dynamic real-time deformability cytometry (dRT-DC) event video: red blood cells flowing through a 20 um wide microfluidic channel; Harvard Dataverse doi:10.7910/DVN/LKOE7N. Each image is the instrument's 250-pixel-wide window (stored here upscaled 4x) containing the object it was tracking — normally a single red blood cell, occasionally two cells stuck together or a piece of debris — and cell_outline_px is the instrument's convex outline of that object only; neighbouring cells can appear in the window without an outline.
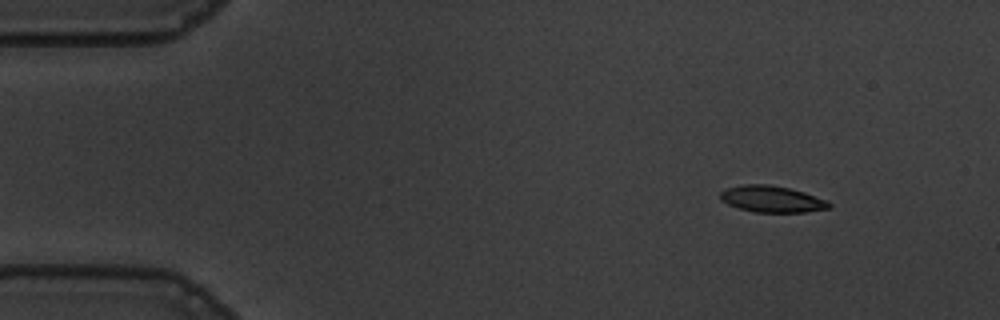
{"species": "common noctule bat (a hibernating species)", "species_latin": "Nyctalus noctula", "temperature_condition": "warm", "stored_images_in_passage": 55, "camera_frame_rate_fps": 3000, "um_per_image_px": 0.085, "animal": {"sex": "male", "body_mass_g": 19.5, "forearm_length_mm": 54.6}, "frame": {"image": 1, "passage_image": 6, "time_ms": 1.667, "image_size_px": [1000, 320], "cell_outline_px": [[832, 204], [828, 208], [804, 212], [756, 212], [740, 208], [728, 204], [720, 200], [720, 192], [724, 188], [744, 184], [768, 184], [788, 188], [804, 192], [828, 200]], "centroid_in_image_um": [65.59, 16.91], "position_along_channel_um": 19.4, "area_um2": 16.76}}
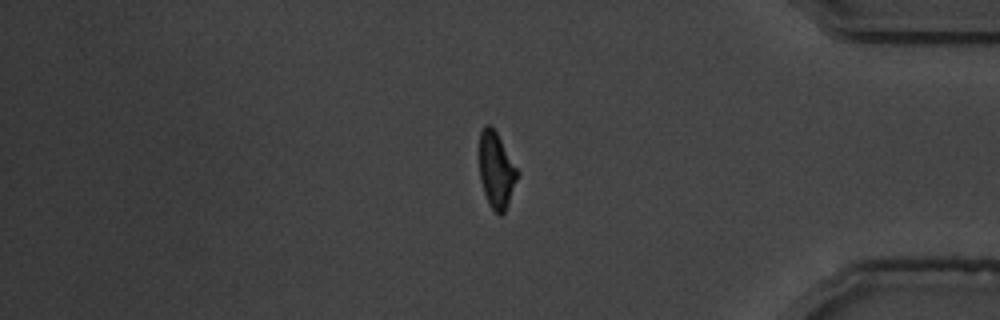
{"frame": {"image": 2, "passage_image": 46, "time_ms": 15.0, "image_size_px": [1000, 320], "cell_outline_px": [[520, 172], [504, 212], [500, 216], [488, 204], [480, 180], [480, 132], [484, 124], [492, 124]], "centroid_in_image_um": [42.19, 14.42], "position_along_channel_um": 393.0, "area_um2": 16.88}}
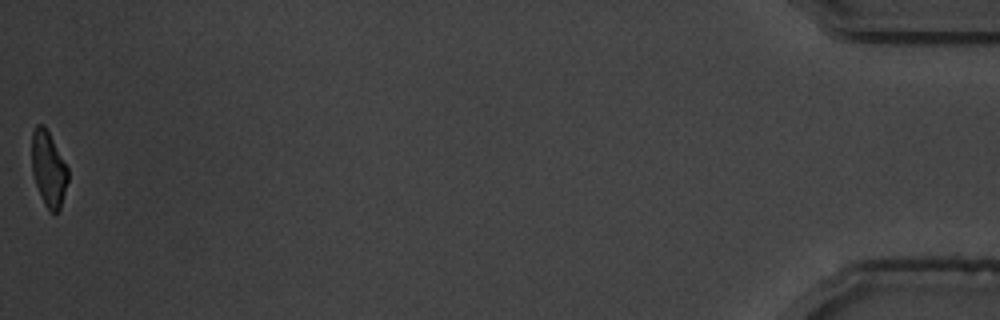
{"frame": {"image": 3, "passage_image": 55, "time_ms": 18.0, "image_size_px": [1000, 320], "cell_outline_px": [[68, 180], [60, 208], [56, 212], [52, 212], [44, 204], [36, 184], [32, 172], [32, 132], [36, 124], [44, 124], [68, 168]], "centroid_in_image_um": [4.12, 14.33], "position_along_channel_um": 431.1, "area_um2": 15.61}, "authors_computed_cell_mechanics": {"area_um2": 17.6868, "velocity_mm_per_s": 3.6659, "shape_relaxation_time_tau1_ms": 4.0611, "shape_relaxation_time_tau2_ms": 2.7808, "deformation_change_tau1": 0.1653, "deformation_change_tau2": 0.1016}}